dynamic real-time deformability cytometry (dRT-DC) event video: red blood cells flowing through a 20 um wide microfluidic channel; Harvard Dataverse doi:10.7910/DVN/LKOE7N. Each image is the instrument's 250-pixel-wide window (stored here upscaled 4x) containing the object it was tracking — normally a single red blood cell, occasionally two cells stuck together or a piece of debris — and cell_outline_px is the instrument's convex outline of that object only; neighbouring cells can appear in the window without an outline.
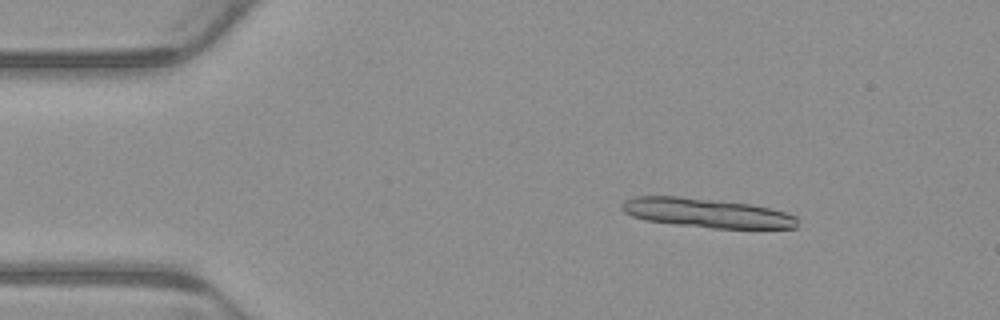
{"species": "common noctule bat (a hibernating species)", "species_latin": "Nyctalus noctula", "temperature_condition": "warm", "stored_images_in_passage": 5, "camera_frame_rate_fps": 3000, "um_per_image_px": 0.085, "animal": {"sex": "male", "body_mass_g": 23.1, "forearm_length_mm": 52.7}, "frame": {"image": 1, "passage_image": 3, "time_ms": 0.667, "image_size_px": [1000, 320], "cell_outline_px": [[796, 228], [712, 228], [672, 224], [644, 220], [632, 216], [624, 212], [620, 208], [620, 204], [624, 200], [636, 196], [680, 196], [752, 204], [784, 212], [796, 216]], "centroid_in_image_um": [59.99, 18.09], "position_along_channel_um": 25.0, "area_um2": 29.94}}